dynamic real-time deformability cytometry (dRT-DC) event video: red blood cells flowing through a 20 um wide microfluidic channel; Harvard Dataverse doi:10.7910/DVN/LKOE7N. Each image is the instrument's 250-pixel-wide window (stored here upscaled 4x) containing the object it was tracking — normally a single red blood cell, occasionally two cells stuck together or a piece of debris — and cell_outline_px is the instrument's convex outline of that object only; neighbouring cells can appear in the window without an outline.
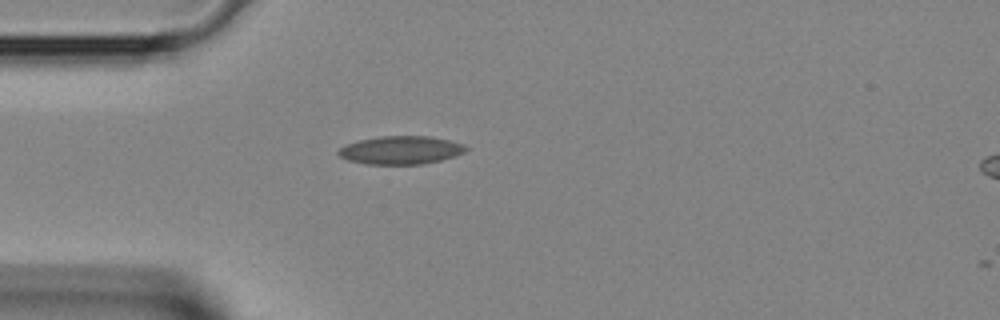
{"species": "Egyptian fruit bat (a non-hibernating species)", "species_latin": "Rousettus aegyptiacus", "temperature_condition": "room temperature", "stored_images_in_passage": 3, "camera_frame_rate_fps": 3000, "um_per_image_px": 0.085, "animal": {"sex": "female"}, "frame": {"image": 1, "passage_image": 3, "time_ms": 0.667, "image_size_px": [1000, 320], "cell_outline_px": [[468, 148], [464, 152], [456, 156], [424, 164], [364, 164], [348, 160], [340, 156], [336, 152], [340, 148], [348, 144], [360, 140], [380, 136], [428, 136], [448, 140], [464, 144]], "centroid_in_image_um": [34.08, 12.76], "position_along_channel_um": 50.9, "area_um2": 20.87}}